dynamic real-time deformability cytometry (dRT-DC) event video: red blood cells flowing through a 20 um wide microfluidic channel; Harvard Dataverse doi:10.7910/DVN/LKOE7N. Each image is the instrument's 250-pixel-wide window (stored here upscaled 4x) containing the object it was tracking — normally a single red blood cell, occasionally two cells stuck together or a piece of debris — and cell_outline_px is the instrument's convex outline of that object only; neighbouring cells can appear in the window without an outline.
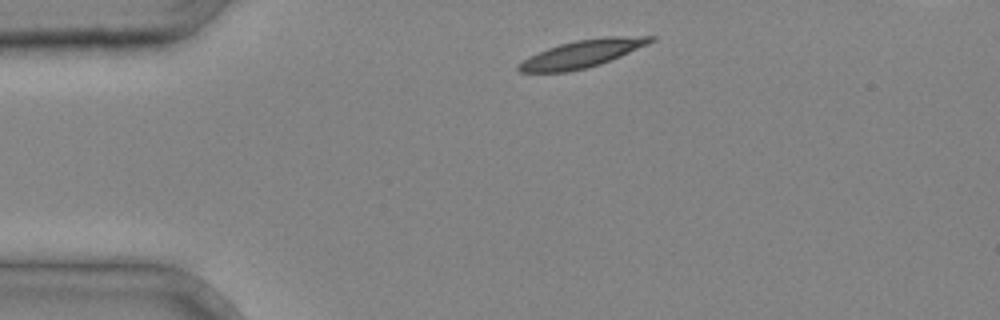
{"species": "common noctule bat (a hibernating species)", "species_latin": "Nyctalus noctula", "temperature_condition": "cold", "stored_images_in_passage": 3, "camera_frame_rate_fps": 3000, "um_per_image_px": 0.085, "animal": {"sex": "male", "body_mass_g": 20.4}, "frame": {"image": 1, "passage_image": 1, "time_ms": 0.0, "image_size_px": [1000, 320], "cell_outline_px": [[656, 40], [648, 44], [620, 56], [600, 64], [584, 68], [564, 72], [520, 72], [516, 68], [516, 64], [528, 56], [548, 48], [560, 44], [576, 40], [608, 36], [656, 36]], "centroid_in_image_um": [49.45, 4.56], "position_along_channel_um": 35.5, "area_um2": 21.04}}